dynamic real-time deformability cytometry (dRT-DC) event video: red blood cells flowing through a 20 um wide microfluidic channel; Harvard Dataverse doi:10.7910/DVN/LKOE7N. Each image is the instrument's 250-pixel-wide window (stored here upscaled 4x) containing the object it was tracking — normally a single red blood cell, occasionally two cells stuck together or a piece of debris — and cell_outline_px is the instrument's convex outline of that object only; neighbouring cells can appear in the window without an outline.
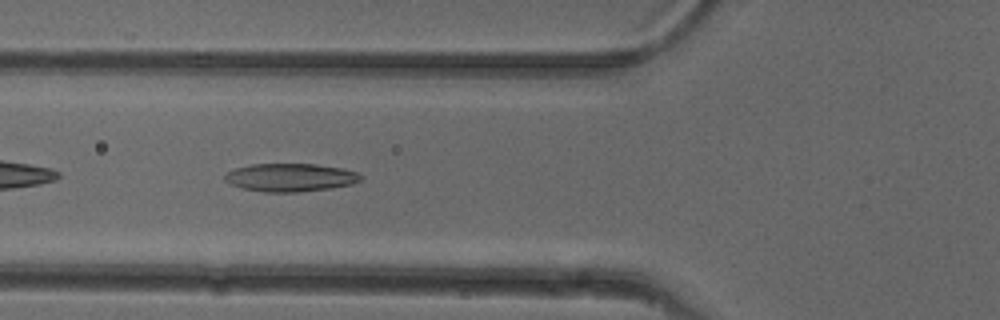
{"species": "common noctule bat (a hibernating species)", "species_latin": "Nyctalus noctula", "temperature_condition": "cold", "stored_images_in_passage": 34, "camera_frame_rate_fps": 3000, "um_per_image_px": 0.085, "animal": {"sex": "female"}, "frame": {"image": 1, "passage_image": 4, "time_ms": 1.0, "image_size_px": [1000, 320], "cell_outline_px": [[364, 176], [360, 180], [352, 184], [332, 188], [300, 192], [264, 192], [244, 188], [232, 184], [224, 180], [224, 176], [228, 172], [236, 168], [252, 164], [316, 164], [340, 168], [356, 172]], "centroid_in_image_um": [24.7, 15.09], "position_along_channel_um": 101.1, "area_um2": 22.14}}
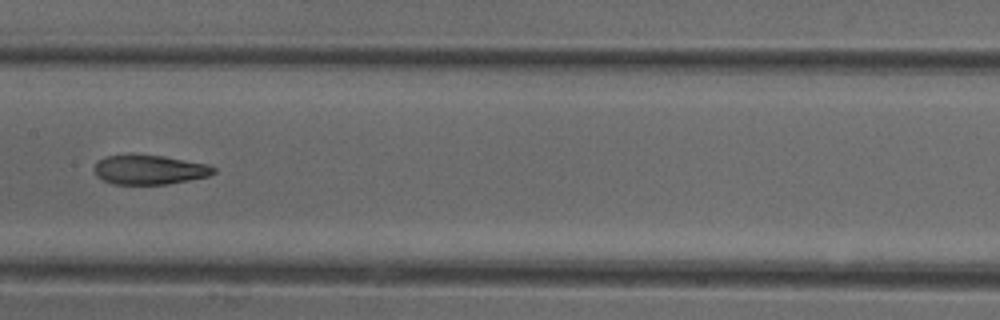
{"frame": {"image": 2, "passage_image": 11, "time_ms": 3.333, "image_size_px": [1000, 320], "cell_outline_px": [[216, 172], [208, 176], [168, 184], [112, 184], [96, 176], [96, 164], [100, 160], [108, 156], [128, 152], [164, 156], [208, 164], [216, 168]], "centroid_in_image_um": [12.71, 14.4], "position_along_channel_um": 194.7, "area_um2": 20.75}}
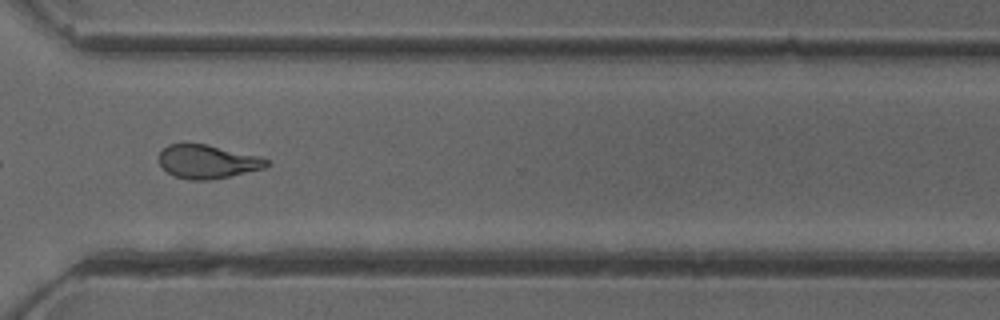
{"frame": {"image": 3, "passage_image": 23, "time_ms": 7.333, "image_size_px": [1000, 320], "cell_outline_px": [[272, 164], [264, 168], [212, 180], [188, 180], [176, 176], [168, 172], [160, 164], [160, 152], [168, 144], [204, 144], [260, 156], [268, 160]], "centroid_in_image_um": [17.67, 13.75], "position_along_channel_um": 352.9, "area_um2": 20.87}, "authors_computed_cell_mechanics": {"area_um2": 21.3282, "velocity_mm_per_s": 3.9674, "shape_relaxation_time_tau1_ms": 10.9524, "shape_relaxation_time_tau2_ms": 3.9131, "deformation_change_tau1": 0.2638, "deformation_change_tau2": 0.1279}}